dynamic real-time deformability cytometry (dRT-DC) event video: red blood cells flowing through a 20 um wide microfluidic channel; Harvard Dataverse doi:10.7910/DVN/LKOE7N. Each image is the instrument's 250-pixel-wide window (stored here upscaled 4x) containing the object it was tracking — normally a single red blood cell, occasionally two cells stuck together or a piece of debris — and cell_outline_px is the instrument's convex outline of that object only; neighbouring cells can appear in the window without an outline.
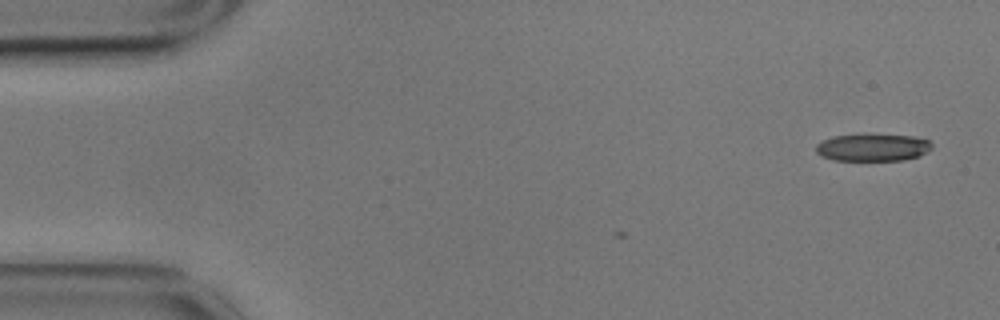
{"species": "common noctule bat (a hibernating species)", "species_latin": "Nyctalus noctula", "temperature_condition": "cold", "stored_images_in_passage": 2, "camera_frame_rate_fps": 3000, "um_per_image_px": 0.085, "animal": {"sex": "male", "body_mass_g": 17.9}, "frame": {"image": 1, "passage_image": 2, "time_ms": 0.333, "image_size_px": [1000, 320], "cell_outline_px": [[932, 148], [928, 152], [920, 156], [900, 160], [832, 160], [820, 156], [816, 152], [816, 144], [824, 140], [836, 136], [912, 136], [928, 140], [932, 144]], "centroid_in_image_um": [74.19, 12.57], "position_along_channel_um": 10.8, "area_um2": 17.92}}